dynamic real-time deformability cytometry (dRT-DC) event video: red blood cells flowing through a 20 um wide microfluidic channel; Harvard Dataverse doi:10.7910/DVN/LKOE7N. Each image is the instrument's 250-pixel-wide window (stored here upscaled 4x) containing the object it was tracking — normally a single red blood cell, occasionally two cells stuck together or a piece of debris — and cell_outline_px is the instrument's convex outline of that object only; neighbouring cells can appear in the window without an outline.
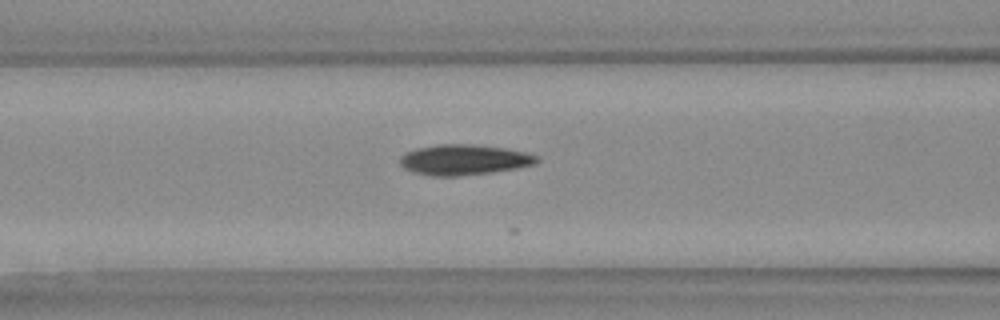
{"species": "Egyptian fruit bat (a non-hibernating species)", "species_latin": "Rousettus aegyptiacus", "temperature_condition": "warm", "stored_images_in_passage": 17, "camera_frame_rate_fps": 3000, "um_per_image_px": 0.085, "animal": {"sex": "female"}, "frame": {"image": 1, "passage_image": 13, "time_ms": 4.0, "image_size_px": [1000, 320], "cell_outline_px": [[540, 160], [536, 164], [516, 168], [492, 172], [460, 176], [432, 176], [412, 172], [404, 168], [400, 164], [400, 156], [404, 152], [416, 148], [436, 144], [472, 144], [504, 148], [524, 152], [536, 156]], "centroid_in_image_um": [39.39, 13.58], "position_along_channel_um": 127.2, "area_um2": 24.39}}